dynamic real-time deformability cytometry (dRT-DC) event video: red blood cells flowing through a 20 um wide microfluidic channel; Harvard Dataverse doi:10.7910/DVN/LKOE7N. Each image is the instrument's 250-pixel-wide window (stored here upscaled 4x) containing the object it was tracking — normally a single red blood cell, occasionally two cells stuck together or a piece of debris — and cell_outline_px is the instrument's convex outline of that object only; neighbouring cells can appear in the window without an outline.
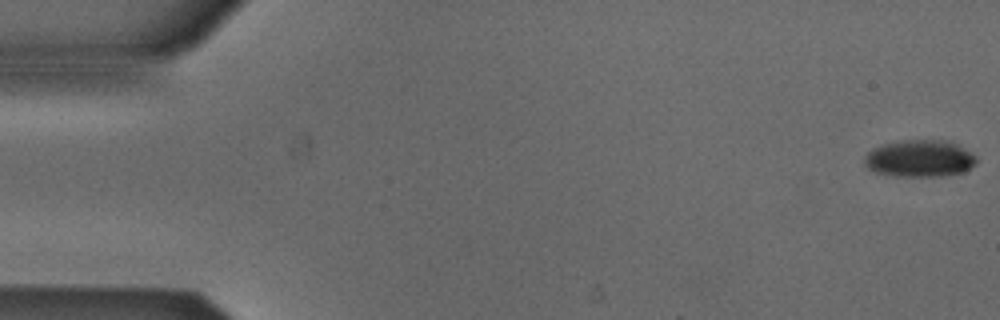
{"species": "Egyptian fruit bat (a non-hibernating species)", "species_latin": "Rousettus aegyptiacus", "temperature_condition": "cold", "stored_images_in_passage": 54, "segment_of_instrument_passage": [1, 2], "camera_frame_rate_fps": 3000, "um_per_image_px": 0.085, "animal": {"sex": "male"}, "frame": {"image": 1, "passage_image": 1, "time_ms": 0.0, "image_size_px": [1000, 320], "cell_outline_px": [[976, 160], [964, 172], [948, 176], [892, 176], [876, 172], [868, 168], [864, 164], [864, 156], [872, 148], [884, 144], [904, 140], [940, 140], [956, 144], [976, 156]], "centroid_in_image_um": [78.12, 13.48], "position_along_channel_um": 6.9, "area_um2": 23.99}}
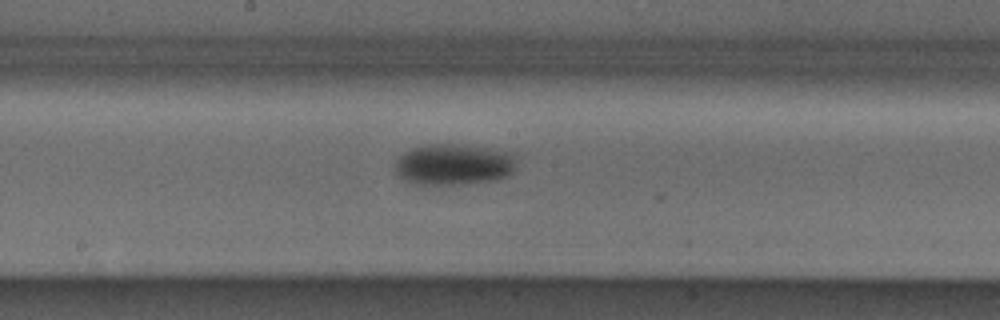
{"frame": {"image": 2, "passage_image": 28, "time_ms": 9.0, "image_size_px": [1000, 320], "cell_outline_px": [[516, 164], [512, 172], [508, 176], [496, 180], [464, 184], [412, 184], [404, 180], [396, 172], [396, 160], [404, 152], [412, 148], [424, 144], [464, 144], [516, 152]], "centroid_in_image_um": [38.62, 13.96], "position_along_channel_um": 209.6, "area_um2": 29.65}}
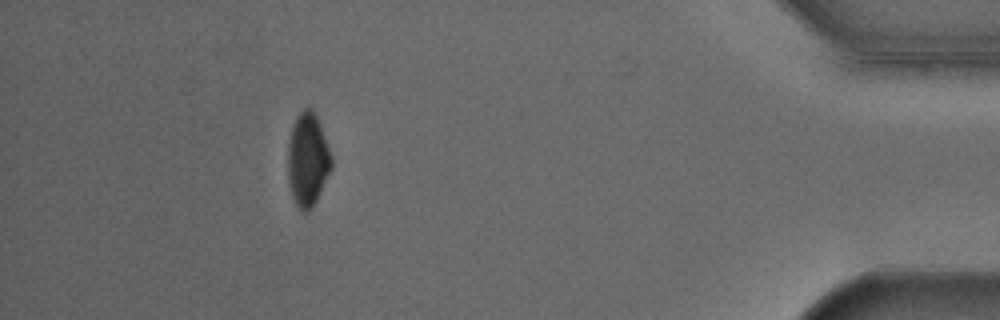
{"frame": {"image": 3, "passage_image": 48, "time_ms": 15.667, "image_size_px": [1000, 320], "cell_outline_px": [[332, 168], [312, 208], [308, 212], [304, 212], [296, 204], [292, 196], [288, 180], [288, 144], [292, 128], [296, 116], [304, 108], [312, 108], [316, 116], [332, 156]], "centroid_in_image_um": [26.15, 13.58], "position_along_channel_um": 409.1, "area_um2": 23.47}}